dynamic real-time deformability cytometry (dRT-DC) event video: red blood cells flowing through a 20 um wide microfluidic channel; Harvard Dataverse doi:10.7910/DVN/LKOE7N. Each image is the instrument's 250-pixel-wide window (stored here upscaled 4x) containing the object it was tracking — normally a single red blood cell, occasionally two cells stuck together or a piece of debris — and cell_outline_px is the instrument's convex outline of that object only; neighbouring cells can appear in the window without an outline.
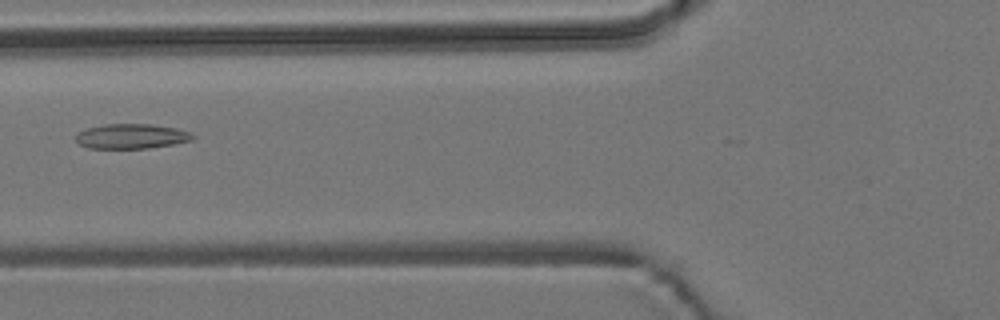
{"species": "common noctule bat (a hibernating species)", "species_latin": "Nyctalus noctula", "temperature_condition": "room temperature", "stored_images_in_passage": 6, "camera_frame_rate_fps": 3000, "um_per_image_px": 0.085, "animal": {"sex": "male", "body_mass_g": 19.2, "forearm_length_mm": 51.8}, "frame": {"image": 1, "passage_image": 6, "time_ms": 1.667, "image_size_px": [1000, 320], "cell_outline_px": [[196, 136], [192, 140], [172, 144], [148, 148], [88, 148], [80, 144], [76, 140], [76, 136], [80, 132], [88, 128], [104, 124], [152, 124], [176, 128], [188, 132]], "centroid_in_image_um": [11.18, 11.58], "position_along_channel_um": 114.6, "area_um2": 16.7}}